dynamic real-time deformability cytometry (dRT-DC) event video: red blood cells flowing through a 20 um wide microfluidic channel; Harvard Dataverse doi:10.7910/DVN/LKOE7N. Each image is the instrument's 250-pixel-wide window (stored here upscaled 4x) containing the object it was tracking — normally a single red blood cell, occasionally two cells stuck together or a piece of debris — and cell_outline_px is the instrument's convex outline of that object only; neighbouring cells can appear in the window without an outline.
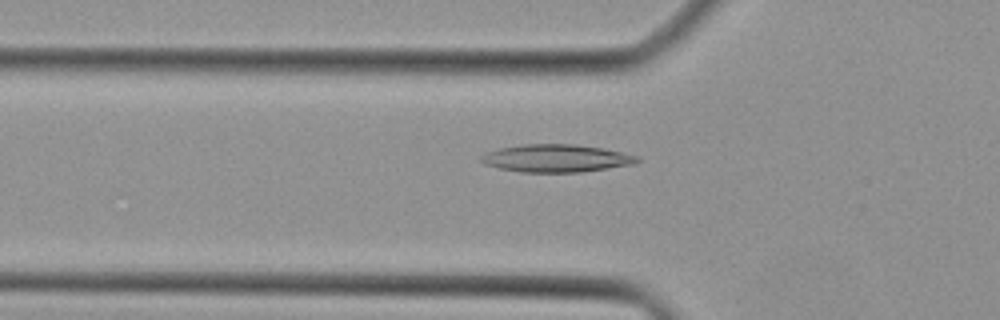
{"species": "Egyptian fruit bat (a non-hibernating species)", "species_latin": "Rousettus aegyptiacus", "temperature_condition": "cold", "stored_images_in_passage": 32, "camera_frame_rate_fps": 3000, "um_per_image_px": 0.085, "animal": {"sex": "female"}, "frame": {"image": 1, "passage_image": 3, "time_ms": 0.667, "image_size_px": [1000, 320], "cell_outline_px": [[640, 160], [636, 164], [580, 172], [520, 172], [500, 168], [484, 164], [480, 160], [480, 156], [484, 152], [500, 148], [524, 144], [576, 144], [604, 148], [640, 156]], "centroid_in_image_um": [47.3, 13.45], "position_along_channel_um": 78.5, "area_um2": 25.37}}
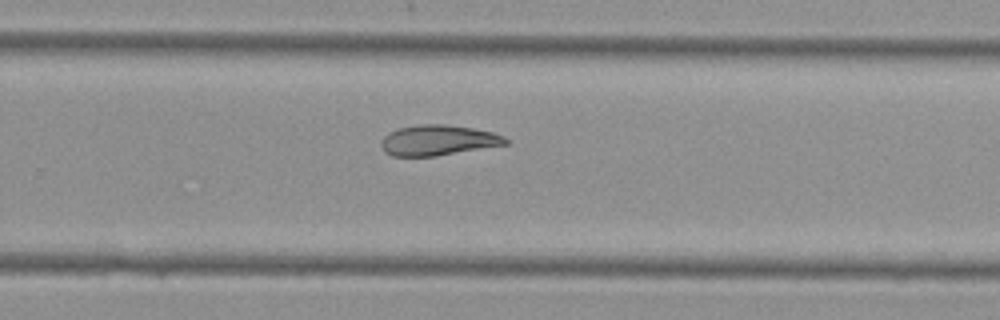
{"frame": {"image": 2, "passage_image": 17, "time_ms": 5.333, "image_size_px": [1000, 320], "cell_outline_px": [[508, 144], [436, 156], [392, 156], [384, 152], [380, 148], [380, 140], [388, 132], [396, 128], [420, 124], [444, 124], [472, 128], [492, 132], [504, 136], [508, 140]], "centroid_in_image_um": [37.18, 11.92], "position_along_channel_um": 292.6, "area_um2": 22.25}}
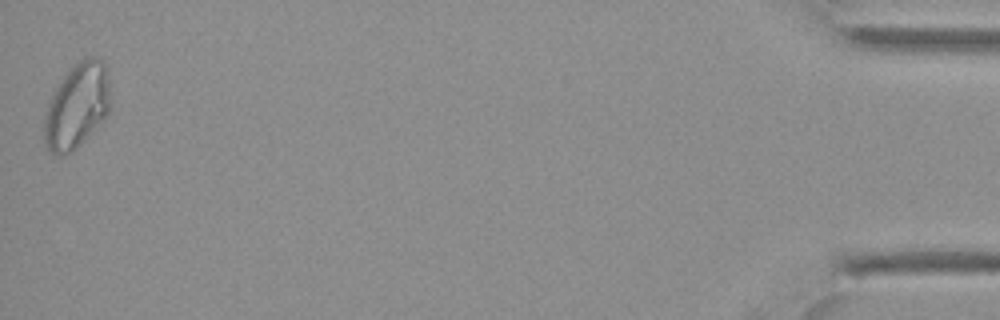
{"frame": {"image": 3, "passage_image": 32, "time_ms": 10.333, "image_size_px": [1000, 320], "cell_outline_px": [[108, 112], [104, 120], [72, 152], [52, 152], [48, 148], [44, 140], [44, 120], [48, 104], [52, 92], [68, 68], [80, 60], [88, 56], [100, 56], [104, 60], [108, 68]], "centroid_in_image_um": [6.55, 8.91], "position_along_channel_um": 428.7, "area_um2": 32.66}}